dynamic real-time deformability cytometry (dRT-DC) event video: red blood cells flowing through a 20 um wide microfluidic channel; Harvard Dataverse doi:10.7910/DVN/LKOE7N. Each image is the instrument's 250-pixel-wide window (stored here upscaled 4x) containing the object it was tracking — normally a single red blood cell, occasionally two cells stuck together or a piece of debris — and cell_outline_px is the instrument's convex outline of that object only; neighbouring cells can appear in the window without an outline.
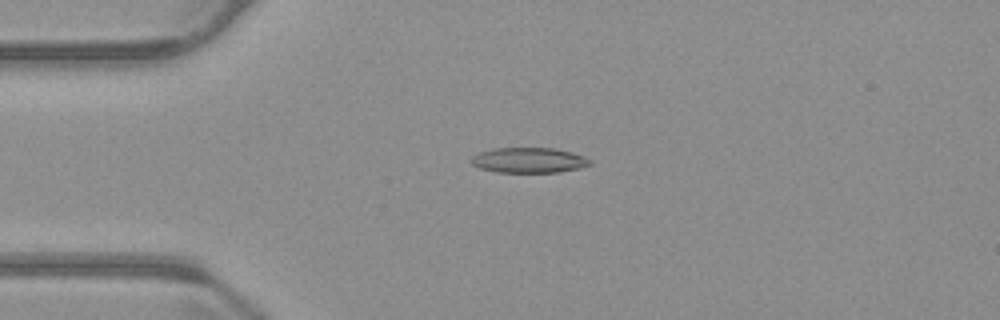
{"species": "common noctule bat (a hibernating species)", "species_latin": "Nyctalus noctula", "temperature_condition": "warm", "stored_images_in_passage": 37, "camera_frame_rate_fps": 3000, "um_per_image_px": 0.085, "animal": {"sex": "male", "body_mass_g": 23.1, "forearm_length_mm": 52.7}, "frame": {"image": 1, "passage_image": 2, "time_ms": 0.333, "image_size_px": [1000, 320], "cell_outline_px": [[592, 164], [580, 168], [560, 172], [496, 172], [480, 168], [472, 164], [472, 156], [480, 152], [492, 148], [556, 148], [572, 152], [584, 156], [592, 160]], "centroid_in_image_um": [44.99, 13.61], "position_along_channel_um": 40.0, "area_um2": 17.57}}
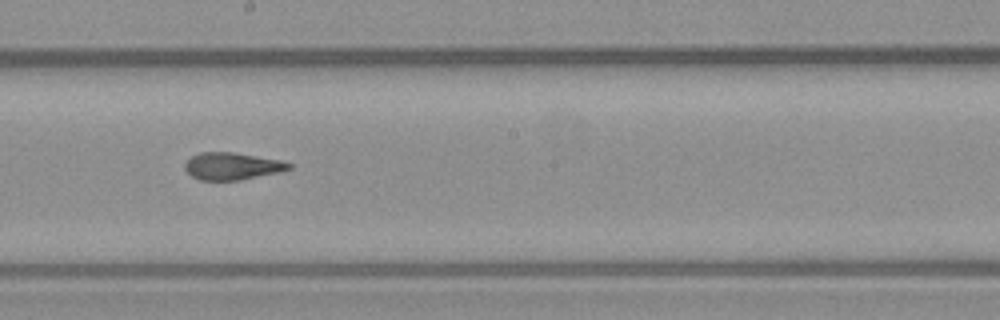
{"frame": {"image": 2, "passage_image": 19, "time_ms": 6.0, "image_size_px": [1000, 320], "cell_outline_px": [[292, 168], [280, 172], [240, 180], [200, 180], [192, 176], [184, 168], [184, 164], [192, 156], [200, 152], [232, 152], [280, 160], [292, 164]], "centroid_in_image_um": [19.73, 14.12], "position_along_channel_um": 228.5, "area_um2": 16.42}}
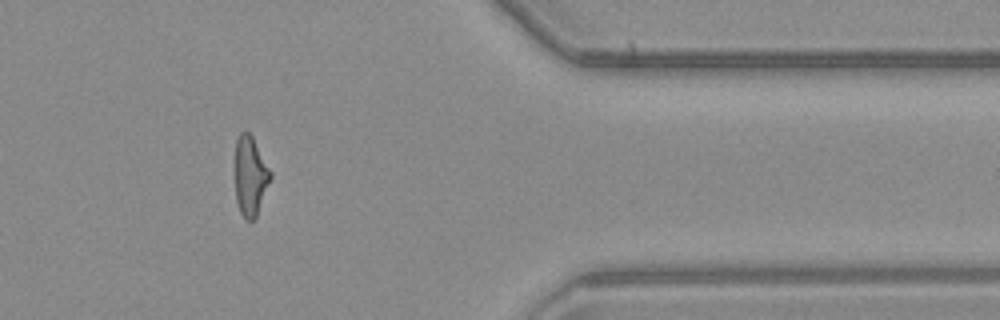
{"frame": {"image": 3, "passage_image": 34, "time_ms": 11.0, "image_size_px": [1000, 320], "cell_outline_px": [[272, 176], [256, 216], [252, 220], [244, 220], [240, 212], [236, 200], [236, 140], [240, 132], [244, 128], [252, 136], [272, 172]], "centroid_in_image_um": [21.28, 14.94], "position_along_channel_um": 390.1, "area_um2": 16.3}, "authors_computed_cell_mechanics": {"area_um2": 17.2822, "velocity_mm_per_s": 3.7557, "shape_relaxation_time_tau1_ms": null, "shape_relaxation_time_tau2_ms": 2.0249, "deformation_change_tau1": null, "deformation_change_tau2": 0.1071}}